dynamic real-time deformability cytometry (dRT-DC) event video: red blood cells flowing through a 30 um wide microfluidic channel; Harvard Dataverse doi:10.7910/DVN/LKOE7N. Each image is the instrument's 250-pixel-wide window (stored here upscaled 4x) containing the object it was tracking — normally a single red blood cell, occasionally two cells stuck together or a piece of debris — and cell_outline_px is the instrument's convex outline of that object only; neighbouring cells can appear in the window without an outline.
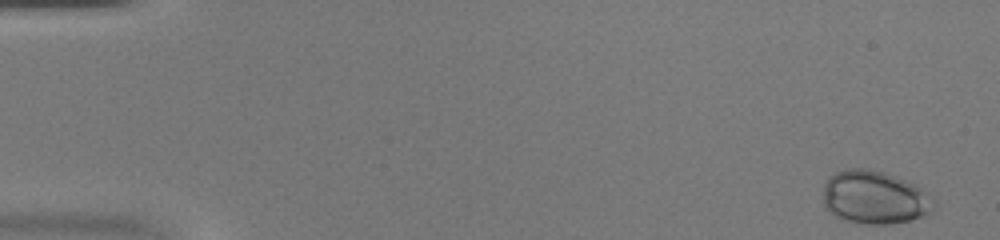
{"species": "common noctule bat (a hibernating species)", "species_latin": "Nyctalus noctula", "temperature_condition": "warm", "stored_images_in_passage": 45, "camera_frame_rate_fps": 3000, "um_per_image_px": 0.085, "animal": {"sex": "female", "body_mass_g": 20.0, "forearm_length_mm": 54.0}, "frame": {"image": 1, "passage_image": 1, "time_ms": 0.0, "image_size_px": [1000, 240], "cell_outline_px": [[924, 212], [920, 216], [908, 220], [888, 224], [868, 224], [844, 220], [828, 212], [824, 208], [824, 184], [836, 172], [848, 168], [868, 168], [884, 172], [896, 176], [920, 188], [924, 192]], "centroid_in_image_um": [74.13, 16.76], "position_along_channel_um": 10.9, "area_um2": 32.83}}
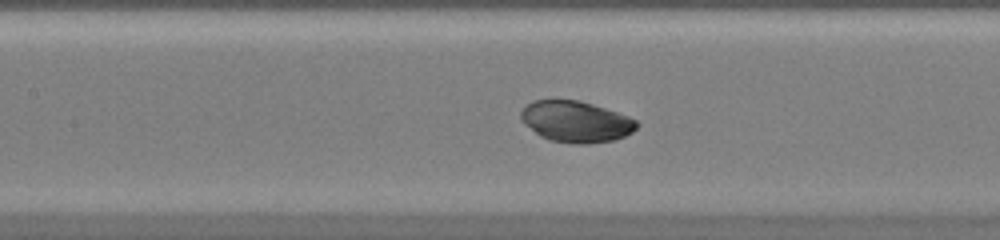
{"frame": {"image": 2, "passage_image": 21, "time_ms": 6.667, "image_size_px": [1000, 240], "cell_outline_px": [[640, 124], [632, 132], [624, 136], [612, 140], [588, 144], [572, 144], [548, 140], [540, 136], [524, 124], [520, 120], [520, 112], [532, 100], [580, 100], [628, 116], [636, 120]], "centroid_in_image_um": [48.93, 10.35], "position_along_channel_um": 158.5, "area_um2": 27.86}}
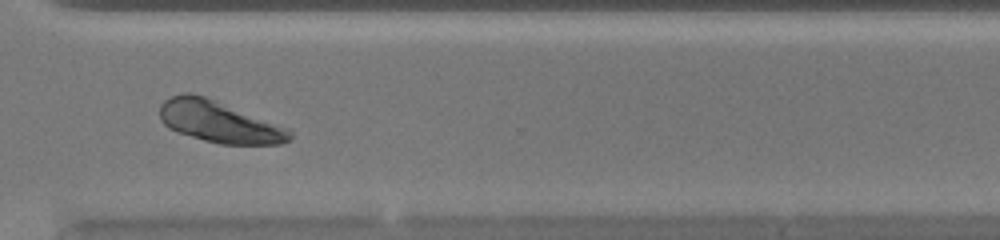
{"frame": {"image": 3, "passage_image": 34, "time_ms": 11.0, "image_size_px": [1000, 240], "cell_outline_px": [[292, 140], [280, 144], [220, 144], [204, 140], [168, 128], [160, 120], [160, 104], [164, 100], [172, 96], [184, 92], [188, 92], [204, 96], [216, 100], [292, 128]], "centroid_in_image_um": [18.69, 10.34], "position_along_channel_um": 351.9, "area_um2": 31.79}}